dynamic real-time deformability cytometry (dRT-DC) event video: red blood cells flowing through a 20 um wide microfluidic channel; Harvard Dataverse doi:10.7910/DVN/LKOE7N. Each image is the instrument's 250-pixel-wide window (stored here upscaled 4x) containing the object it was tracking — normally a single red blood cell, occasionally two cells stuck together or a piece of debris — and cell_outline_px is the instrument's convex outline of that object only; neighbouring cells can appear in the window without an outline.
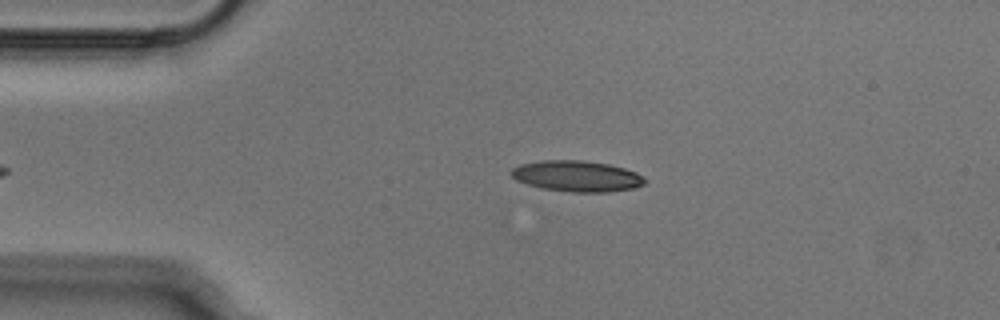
{"species": "Egyptian fruit bat (a non-hibernating species)", "species_latin": "Rousettus aegyptiacus", "temperature_condition": "cold", "stored_images_in_passage": 10, "camera_frame_rate_fps": 3000, "um_per_image_px": 0.085, "animal": {"sex": "male"}, "frame": {"image": 1, "passage_image": 2, "time_ms": 0.333, "image_size_px": [1000, 320], "cell_outline_px": [[648, 180], [644, 184], [636, 188], [608, 192], [572, 192], [544, 188], [528, 184], [516, 180], [508, 172], [512, 168], [520, 164], [540, 160], [580, 160], [608, 164], [624, 168], [636, 172], [644, 176]], "centroid_in_image_um": [49.05, 14.97], "position_along_channel_um": 35.9, "area_um2": 24.22}}
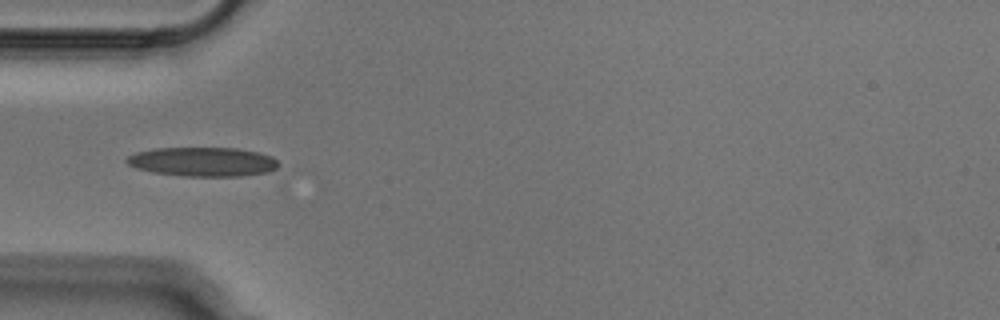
{"frame": {"image": 2, "passage_image": 7, "time_ms": 2.0, "image_size_px": [1000, 320], "cell_outline_px": [[276, 168], [268, 172], [240, 176], [184, 176], [152, 172], [136, 168], [128, 164], [124, 160], [128, 156], [136, 152], [156, 148], [236, 148], [260, 152], [272, 156], [276, 160]], "centroid_in_image_um": [17.21, 13.74], "position_along_channel_um": 67.8, "area_um2": 25.78}}